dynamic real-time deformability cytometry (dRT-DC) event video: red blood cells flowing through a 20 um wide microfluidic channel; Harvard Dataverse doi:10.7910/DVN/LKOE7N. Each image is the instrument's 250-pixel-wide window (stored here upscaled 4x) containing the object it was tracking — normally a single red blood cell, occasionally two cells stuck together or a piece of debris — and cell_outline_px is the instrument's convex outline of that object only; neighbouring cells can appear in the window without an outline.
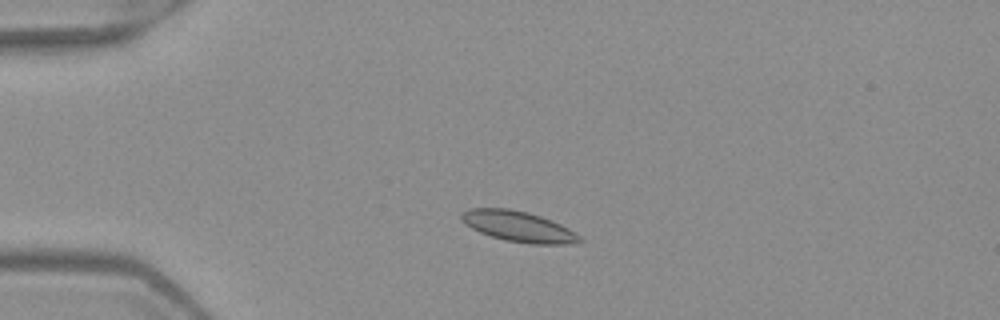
{"species": "Egyptian fruit bat (a non-hibernating species)", "species_latin": "Rousettus aegyptiacus", "temperature_condition": "warm", "stored_images_in_passage": 4, "camera_frame_rate_fps": 3000, "um_per_image_px": 0.085, "frame": {"image": 1, "passage_image": 3, "time_ms": 0.667, "image_size_px": [1000, 320], "cell_outline_px": [[584, 240], [568, 244], [532, 244], [504, 240], [480, 232], [464, 224], [460, 220], [460, 212], [468, 208], [508, 208], [528, 212], [540, 216], [560, 224], [576, 232]], "centroid_in_image_um": [44.03, 19.24], "position_along_channel_um": 41.0, "area_um2": 21.15}}